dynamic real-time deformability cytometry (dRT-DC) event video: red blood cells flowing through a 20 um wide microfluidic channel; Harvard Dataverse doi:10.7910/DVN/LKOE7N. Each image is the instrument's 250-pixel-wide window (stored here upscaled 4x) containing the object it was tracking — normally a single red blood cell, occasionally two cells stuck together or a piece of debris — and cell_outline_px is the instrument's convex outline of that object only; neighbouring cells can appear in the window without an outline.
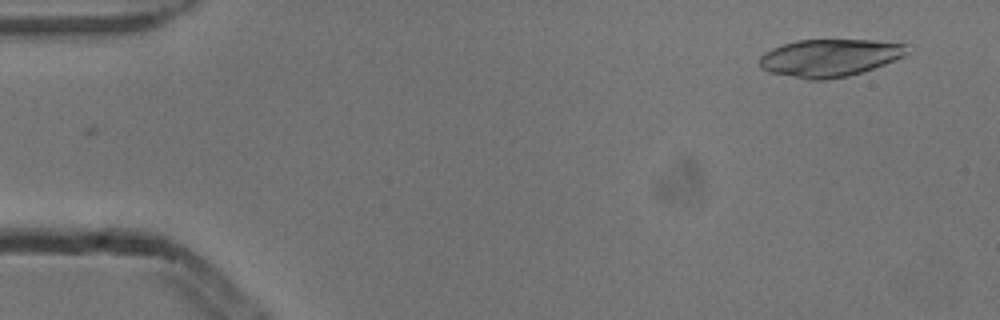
{"species": "common noctule bat (a hibernating species)", "species_latin": "Nyctalus noctula", "temperature_condition": "cold", "stored_images_in_passage": 2, "camera_frame_rate_fps": 3000, "um_per_image_px": 0.085, "animal": {"sex": "male", "body_mass_g": 13.3}, "frame": {"image": 1, "passage_image": 2, "time_ms": 0.333, "image_size_px": [1000, 320], "cell_outline_px": [[908, 44], [904, 56], [884, 64], [848, 76], [824, 80], [808, 80], [768, 72], [760, 68], [760, 56], [764, 52], [772, 48], [796, 40], [872, 40]], "centroid_in_image_um": [70.47, 4.92], "position_along_channel_um": 14.5, "area_um2": 32.14}}